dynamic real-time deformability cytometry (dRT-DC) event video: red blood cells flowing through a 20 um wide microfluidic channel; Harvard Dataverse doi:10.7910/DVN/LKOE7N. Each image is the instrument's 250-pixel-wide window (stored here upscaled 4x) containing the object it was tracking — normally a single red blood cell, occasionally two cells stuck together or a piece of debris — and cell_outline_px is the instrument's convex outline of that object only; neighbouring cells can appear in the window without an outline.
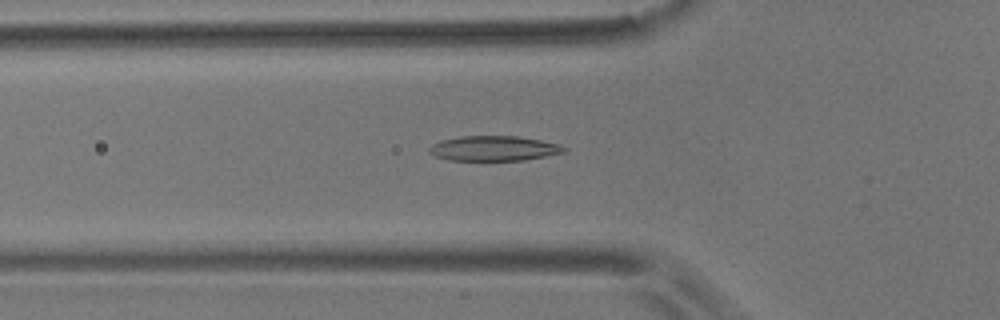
{"species": "common noctule bat (a hibernating species)", "species_latin": "Nyctalus noctula", "temperature_condition": "room temperature", "stored_images_in_passage": 55, "camera_frame_rate_fps": 3000, "um_per_image_px": 0.085, "animal": {"sex": "male", "body_mass_g": 17.9}, "frame": {"image": 1, "passage_image": 18, "time_ms": 5.667, "image_size_px": [1000, 320], "cell_outline_px": [[568, 148], [564, 152], [524, 160], [448, 160], [436, 156], [428, 152], [428, 148], [432, 144], [440, 140], [460, 136], [516, 136], [540, 140], [560, 144]], "centroid_in_image_um": [41.95, 12.61], "position_along_channel_um": 83.8, "area_um2": 19.59}}
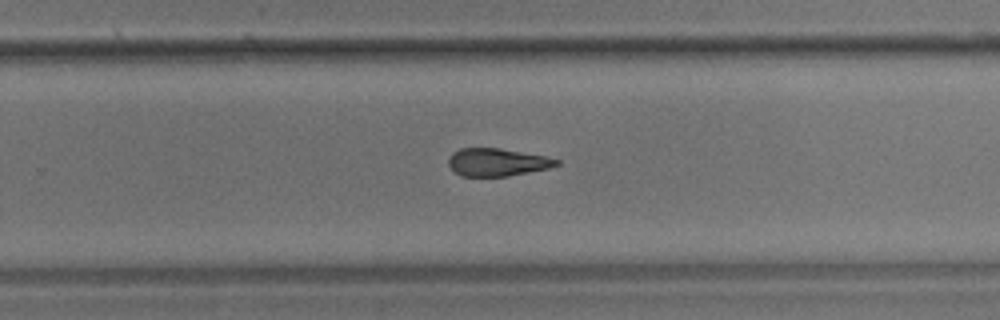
{"frame": {"image": 2, "passage_image": 35, "time_ms": 11.333, "image_size_px": [1000, 320], "cell_outline_px": [[560, 164], [548, 168], [508, 176], [460, 176], [448, 164], [448, 156], [452, 152], [460, 148], [500, 148], [544, 156], [560, 160]], "centroid_in_image_um": [42.23, 13.78], "position_along_channel_um": 287.6, "area_um2": 17.4}}
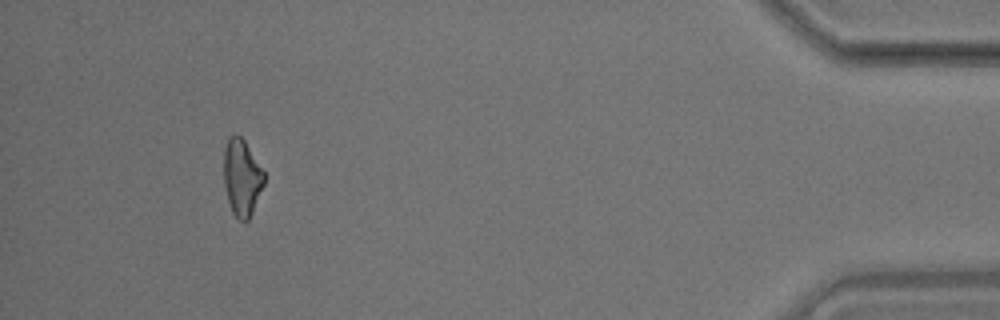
{"frame": {"image": 3, "passage_image": 51, "time_ms": 16.667, "image_size_px": [1000, 320], "cell_outline_px": [[264, 184], [252, 212], [248, 220], [240, 220], [232, 212], [228, 200], [224, 184], [224, 148], [228, 136], [240, 136], [244, 140], [264, 172]], "centroid_in_image_um": [20.55, 15.08], "position_along_channel_um": 414.7, "area_um2": 17.69}, "authors_computed_cell_mechanics": {"area_um2": 18.6694, "velocity_mm_per_s": 3.5851, "shape_relaxation_time_tau1_ms": 7.2448, "shape_relaxation_time_tau2_ms": 4.6654, "deformation_change_tau1": 0.1829, "deformation_change_tau2": 0.1484}}